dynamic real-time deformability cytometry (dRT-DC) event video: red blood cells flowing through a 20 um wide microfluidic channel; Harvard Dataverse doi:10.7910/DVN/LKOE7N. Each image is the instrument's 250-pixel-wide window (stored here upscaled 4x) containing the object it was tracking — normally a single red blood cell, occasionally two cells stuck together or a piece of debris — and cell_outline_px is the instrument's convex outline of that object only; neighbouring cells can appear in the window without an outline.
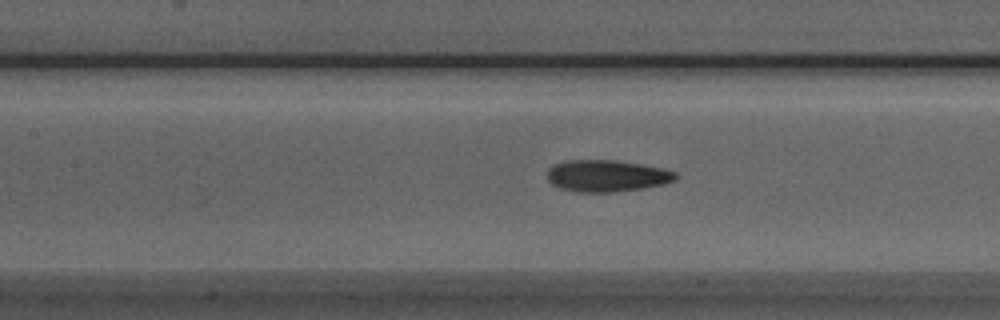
{"species": "Egyptian fruit bat (a non-hibernating species)", "species_latin": "Rousettus aegyptiacus", "temperature_condition": "room temperature", "stored_images_in_passage": 32, "camera_frame_rate_fps": 3000, "um_per_image_px": 0.085, "animal": {"sex": "male"}, "frame": {"image": 1, "passage_image": 18, "time_ms": 5.667, "image_size_px": [1000, 320], "cell_outline_px": [[680, 176], [676, 180], [664, 184], [640, 188], [612, 192], [580, 192], [560, 188], [552, 184], [548, 180], [548, 168], [552, 164], [564, 160], [616, 160], [664, 168], [676, 172]], "centroid_in_image_um": [51.58, 14.93], "position_along_channel_um": 155.8, "area_um2": 23.87}}
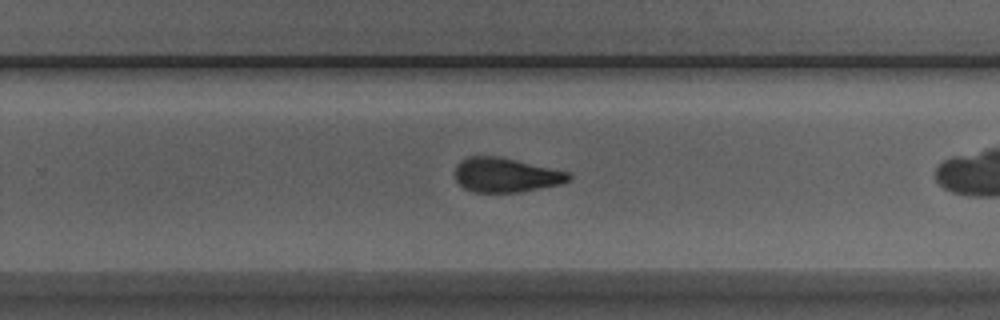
{"frame": {"image": 2, "passage_image": 28, "time_ms": 9.0, "image_size_px": [1000, 320], "cell_outline_px": [[572, 180], [560, 184], [520, 192], [472, 192], [464, 188], [456, 180], [456, 164], [460, 160], [468, 156], [496, 156], [516, 160], [568, 172], [572, 176]], "centroid_in_image_um": [42.98, 14.88], "position_along_channel_um": 286.8, "area_um2": 22.72}}
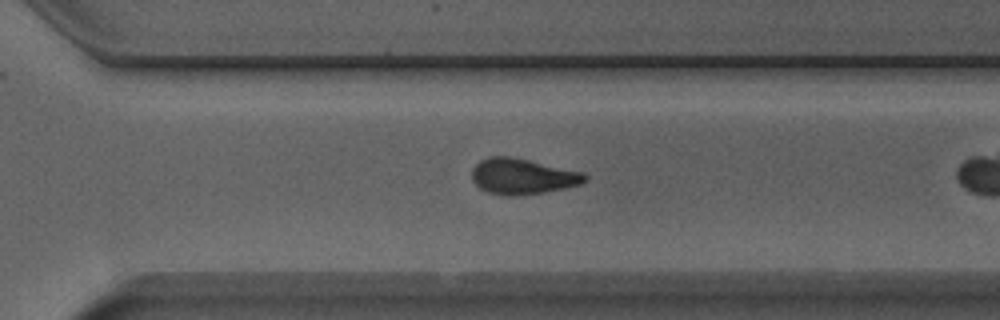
{"frame": {"image": 3, "passage_image": 31, "time_ms": 10.0, "image_size_px": [1000, 320], "cell_outline_px": [[588, 180], [580, 184], [544, 192], [520, 196], [508, 196], [488, 192], [480, 188], [472, 180], [472, 168], [480, 160], [488, 156], [512, 156], [580, 172], [588, 176]], "centroid_in_image_um": [44.37, 14.99], "position_along_channel_um": 326.2, "area_um2": 23.41}}